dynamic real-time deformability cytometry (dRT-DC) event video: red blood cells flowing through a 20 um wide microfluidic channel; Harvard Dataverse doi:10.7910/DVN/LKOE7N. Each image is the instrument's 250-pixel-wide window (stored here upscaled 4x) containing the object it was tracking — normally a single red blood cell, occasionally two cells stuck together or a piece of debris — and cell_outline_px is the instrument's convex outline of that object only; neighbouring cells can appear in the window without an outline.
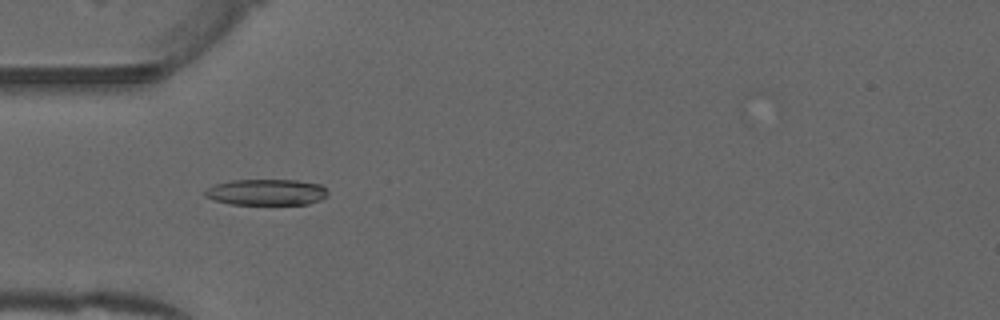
{"species": "common noctule bat (a hibernating species)", "species_latin": "Nyctalus noctula", "temperature_condition": "warm", "stored_images_in_passage": 43, "camera_frame_rate_fps": 3000, "um_per_image_px": 0.085, "animal": {"sex": "male", "forearm_length_mm": 52.5}, "frame": {"image": 1, "passage_image": 8, "time_ms": 2.333, "image_size_px": [1000, 320], "cell_outline_px": [[328, 196], [320, 200], [308, 204], [228, 204], [212, 200], [204, 196], [204, 192], [208, 188], [216, 184], [232, 180], [296, 180], [320, 184], [328, 192]], "centroid_in_image_um": [22.64, 16.34], "position_along_channel_um": 62.4, "area_um2": 18.73}}
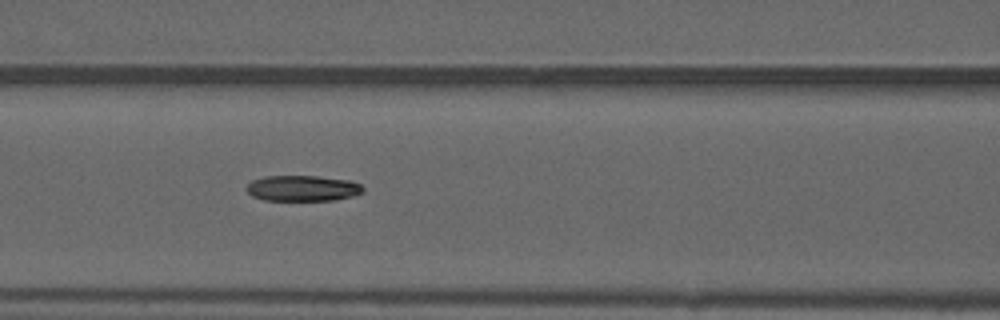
{"frame": {"image": 2, "passage_image": 14, "time_ms": 4.333, "image_size_px": [1000, 320], "cell_outline_px": [[364, 192], [352, 196], [336, 200], [264, 200], [252, 196], [244, 188], [252, 180], [264, 176], [316, 176], [348, 180], [360, 184], [364, 188]], "centroid_in_image_um": [25.7, 16.0], "position_along_channel_um": 140.9, "area_um2": 17.51}}
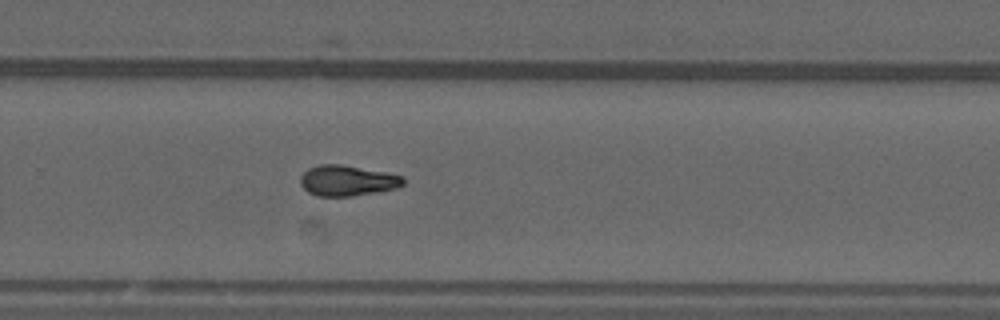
{"frame": {"image": 3, "passage_image": 26, "time_ms": 8.333, "image_size_px": [1000, 320], "cell_outline_px": [[404, 184], [396, 188], [376, 192], [352, 196], [316, 196], [308, 192], [300, 184], [300, 176], [308, 168], [320, 164], [340, 164], [384, 172], [404, 176]], "centroid_in_image_um": [29.5, 15.35], "position_along_channel_um": 300.3, "area_um2": 18.32}, "authors_computed_cell_mechanics": {"area_um2": 18.207, "velocity_mm_per_s": 3.9935, "shape_relaxation_time_tau1_ms": null, "shape_relaxation_time_tau2_ms": 7.0737, "deformation_change_tau1": null, "deformation_change_tau2": 0.1547}}